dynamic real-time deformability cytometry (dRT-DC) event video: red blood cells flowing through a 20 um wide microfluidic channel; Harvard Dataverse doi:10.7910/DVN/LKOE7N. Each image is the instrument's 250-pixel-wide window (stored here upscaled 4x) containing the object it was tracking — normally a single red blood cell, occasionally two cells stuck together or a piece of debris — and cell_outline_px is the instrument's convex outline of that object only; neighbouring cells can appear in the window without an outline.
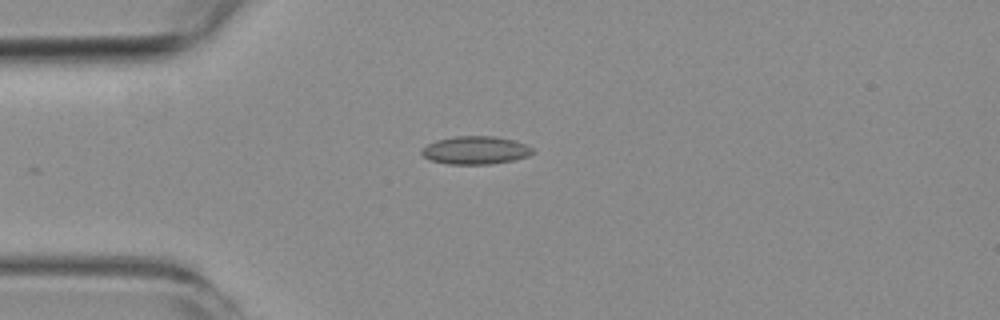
{"species": "common noctule bat (a hibernating species)", "species_latin": "Nyctalus noctula", "temperature_condition": "room temperature", "stored_images_in_passage": 2, "camera_frame_rate_fps": 3000, "um_per_image_px": 0.085, "animal": {"sex": "female", "body_mass_g": 19.3, "forearm_length_mm": 54.1}, "frame": {"image": 1, "passage_image": 1, "time_ms": 0.0, "image_size_px": [1000, 320], "cell_outline_px": [[532, 152], [528, 156], [516, 160], [492, 164], [448, 164], [432, 160], [424, 156], [420, 152], [428, 144], [436, 140], [456, 136], [492, 136], [512, 140], [524, 144], [532, 148]], "centroid_in_image_um": [40.42, 12.78], "position_along_channel_um": 44.6, "area_um2": 17.92}}
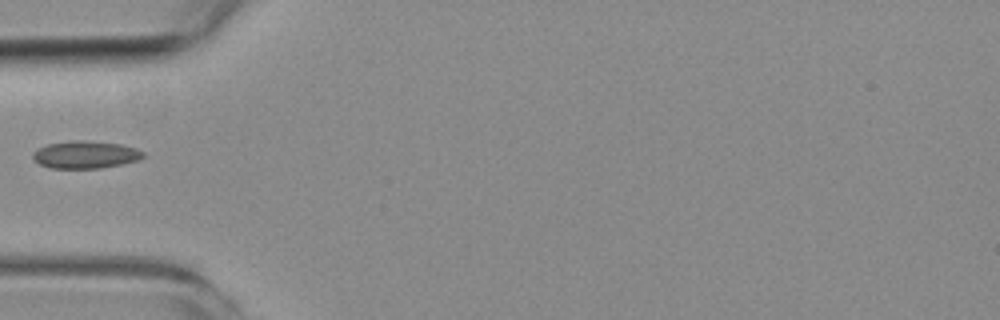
{"frame": {"image": 2, "passage_image": 2, "time_ms": 1.333, "image_size_px": [1000, 320], "cell_outline_px": [[144, 156], [140, 160], [100, 168], [48, 168], [40, 164], [32, 156], [32, 152], [48, 144], [72, 140], [84, 140], [120, 144], [136, 148], [144, 152]], "centroid_in_image_um": [7.27, 13.14], "position_along_channel_um": 77.7, "area_um2": 17.57}}